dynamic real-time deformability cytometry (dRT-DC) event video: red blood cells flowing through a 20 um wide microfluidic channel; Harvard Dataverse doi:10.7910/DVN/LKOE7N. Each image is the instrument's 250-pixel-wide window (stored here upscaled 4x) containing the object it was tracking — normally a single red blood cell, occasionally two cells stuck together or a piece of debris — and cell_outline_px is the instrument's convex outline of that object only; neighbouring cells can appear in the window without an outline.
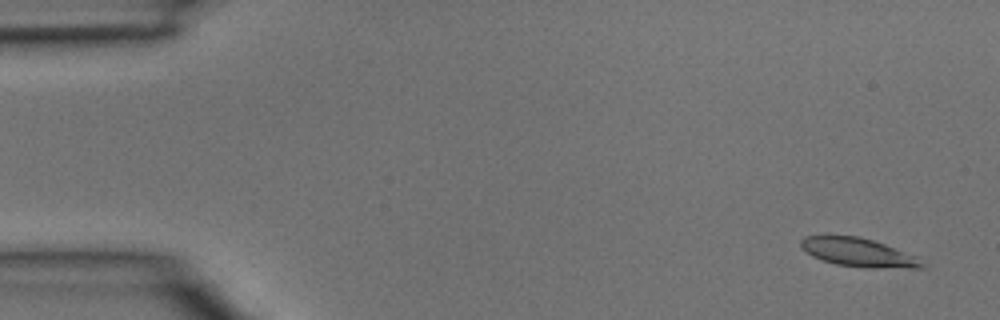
{"species": "common noctule bat (a hibernating species)", "species_latin": "Nyctalus noctula", "temperature_condition": "room temperature", "stored_images_in_passage": 4, "camera_frame_rate_fps": 3000, "um_per_image_px": 0.085, "animal": {"sex": "male", "body_mass_g": 15.6}, "frame": {"image": 1, "passage_image": 1, "time_ms": 0.0, "image_size_px": [1000, 320], "cell_outline_px": [[924, 268], [864, 268], [836, 264], [812, 256], [800, 244], [800, 240], [804, 236], [860, 236], [884, 244], [916, 256], [924, 264]], "centroid_in_image_um": [72.99, 21.47], "position_along_channel_um": 12.0, "area_um2": 19.94}}
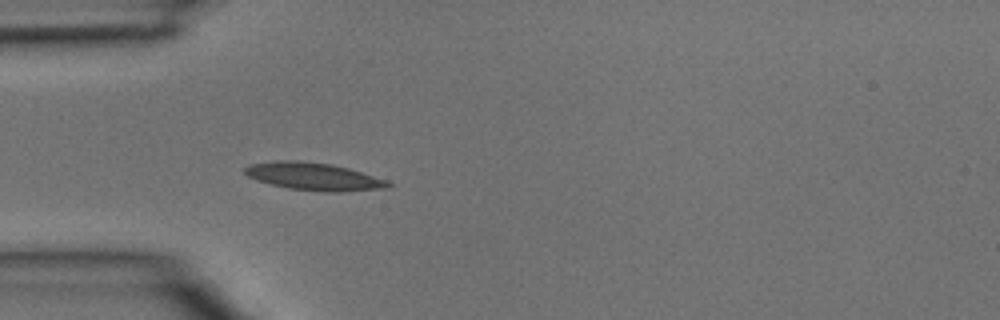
{"frame": {"image": 2, "passage_image": 4, "time_ms": 1.0, "image_size_px": [1000, 320], "cell_outline_px": [[392, 184], [388, 188], [340, 192], [324, 192], [288, 188], [256, 180], [248, 176], [244, 172], [244, 168], [248, 164], [276, 160], [300, 160], [332, 164], [348, 168], [388, 180]], "centroid_in_image_um": [26.67, 14.99], "position_along_channel_um": 58.3, "area_um2": 23.24}}